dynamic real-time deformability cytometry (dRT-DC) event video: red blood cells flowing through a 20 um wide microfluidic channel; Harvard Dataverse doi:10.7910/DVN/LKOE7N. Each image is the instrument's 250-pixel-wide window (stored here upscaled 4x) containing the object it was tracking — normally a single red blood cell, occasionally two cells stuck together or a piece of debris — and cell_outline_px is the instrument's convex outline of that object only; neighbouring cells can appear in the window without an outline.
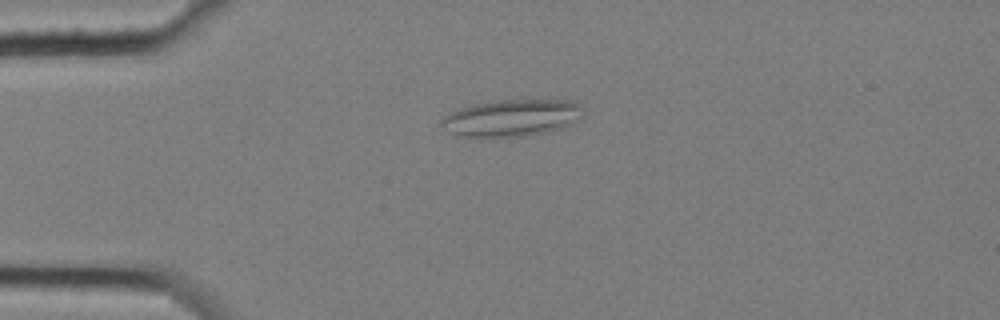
{"species": "common noctule bat (a hibernating species)", "species_latin": "Nyctalus noctula", "temperature_condition": "cold", "stored_images_in_passage": 2, "camera_frame_rate_fps": 3000, "um_per_image_px": 0.085, "animal": {"sex": "female", "body_mass_g": 25.1}, "frame": {"image": 1, "passage_image": 2, "time_ms": 0.333, "image_size_px": [1000, 320], "cell_outline_px": [[584, 116], [580, 120], [564, 128], [548, 132], [524, 136], [456, 136], [440, 124], [440, 120], [444, 116], [460, 108], [472, 104], [500, 100], [576, 100], [580, 104], [584, 112]], "centroid_in_image_um": [43.58, 10.01], "position_along_channel_um": 41.4, "area_um2": 30.69}}